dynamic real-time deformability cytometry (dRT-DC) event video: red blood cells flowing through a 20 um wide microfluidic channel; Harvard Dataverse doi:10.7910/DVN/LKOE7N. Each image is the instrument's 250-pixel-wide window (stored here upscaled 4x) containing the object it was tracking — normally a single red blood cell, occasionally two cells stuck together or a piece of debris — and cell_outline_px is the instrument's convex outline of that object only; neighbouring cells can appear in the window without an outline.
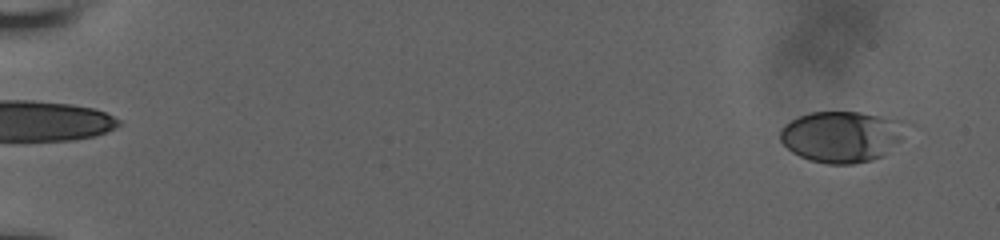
{"species": "human", "species_latin": "Homo sapiens", "temperature_condition": "room temperature", "stored_images_in_passage": 11, "camera_frame_rate_fps": 3000, "um_per_image_px": 0.085, "donor": {"sex": "male"}, "frame": {"image": 1, "passage_image": 1, "time_ms": 0.0, "image_size_px": [1000, 240], "cell_outline_px": [[912, 124], [900, 140], [884, 156], [872, 160], [852, 164], [828, 164], [808, 160], [792, 152], [780, 140], [780, 128], [784, 124], [800, 116], [812, 112], [860, 112], [904, 120]], "centroid_in_image_um": [71.6, 11.6], "position_along_channel_um": 13.4, "area_um2": 38.03}}
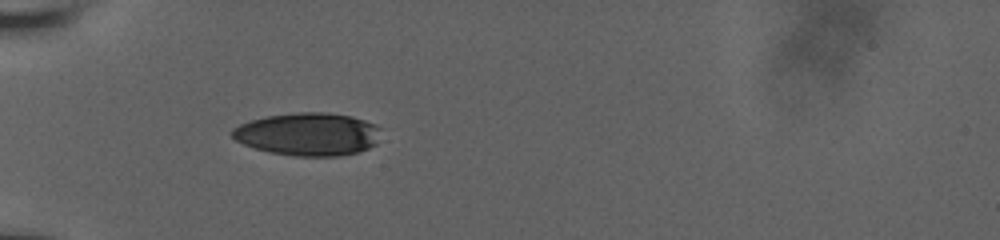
{"frame": {"image": 2, "passage_image": 7, "time_ms": 5.667, "image_size_px": [1000, 240], "cell_outline_px": [[380, 128], [376, 144], [368, 148], [356, 152], [340, 156], [296, 156], [272, 152], [256, 148], [244, 144], [236, 140], [232, 136], [232, 128], [240, 124], [252, 120], [268, 116], [300, 112], [324, 112], [352, 116], [376, 124]], "centroid_in_image_um": [26.21, 11.4], "position_along_channel_um": 58.8, "area_um2": 36.88}}
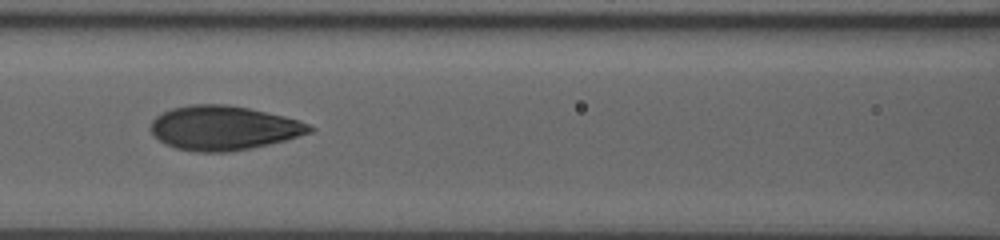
{"frame": {"image": 3, "passage_image": 10, "time_ms": 8.333, "image_size_px": [1000, 240], "cell_outline_px": [[316, 128], [312, 132], [284, 140], [268, 144], [228, 152], [196, 152], [176, 148], [164, 144], [148, 128], [152, 120], [156, 116], [172, 108], [188, 104], [228, 104], [248, 108], [284, 116], [300, 120]], "centroid_in_image_um": [18.98, 10.87], "position_along_channel_um": 147.6, "area_um2": 40.98}}